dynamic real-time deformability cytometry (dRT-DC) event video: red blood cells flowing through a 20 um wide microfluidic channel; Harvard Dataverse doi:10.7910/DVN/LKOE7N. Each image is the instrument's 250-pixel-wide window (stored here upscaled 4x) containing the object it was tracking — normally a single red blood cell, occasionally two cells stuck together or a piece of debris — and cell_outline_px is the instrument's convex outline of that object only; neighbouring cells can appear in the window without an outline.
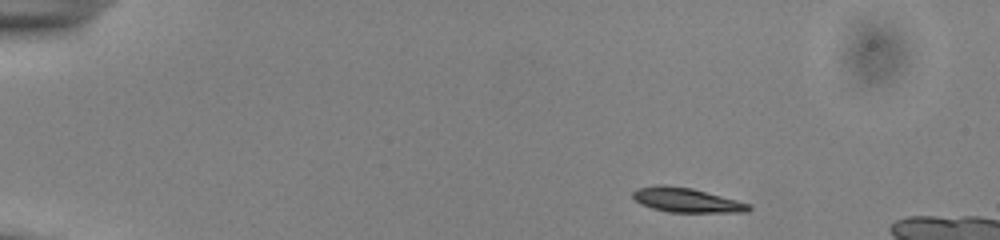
{"species": "common noctule bat (a hibernating species)", "species_latin": "Nyctalus noctula", "temperature_condition": "cold", "stored_images_in_passage": 45, "camera_frame_rate_fps": 3000, "um_per_image_px": 0.085, "animal": {"sex": "male", "body_mass_g": 13.0, "forearm_length_mm": 53.1}, "frame": {"image": 1, "passage_image": 1, "time_ms": 0.0, "image_size_px": [1000, 240], "cell_outline_px": [[752, 208], [748, 212], [668, 212], [652, 208], [640, 204], [632, 196], [632, 192], [636, 188], [656, 184], [664, 184], [692, 188], [752, 204]], "centroid_in_image_um": [58.34, 17.0], "position_along_channel_um": 26.7, "area_um2": 16.7}}
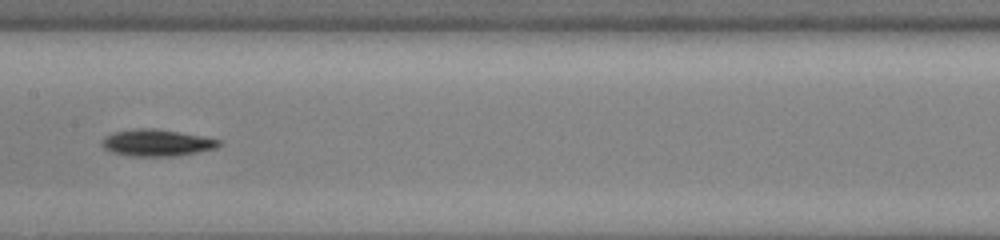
{"frame": {"image": 2, "passage_image": 21, "time_ms": 6.667, "image_size_px": [1000, 240], "cell_outline_px": [[220, 144], [216, 148], [176, 156], [132, 156], [112, 152], [104, 148], [100, 144], [104, 136], [116, 132], [136, 128], [152, 128], [176, 132], [220, 140]], "centroid_in_image_um": [13.26, 12.14], "position_along_channel_um": 194.1, "area_um2": 17.86}}
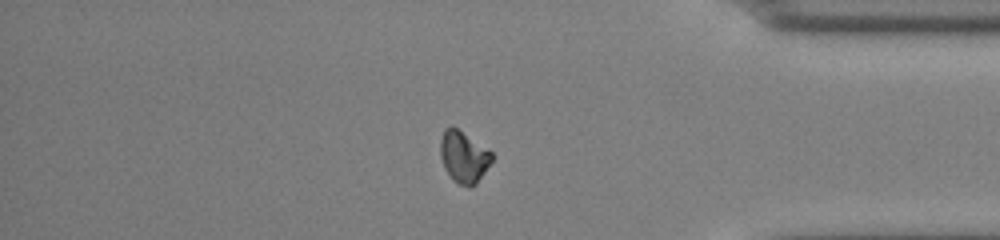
{"frame": {"image": 3, "passage_image": 38, "time_ms": 12.333, "image_size_px": [1000, 240], "cell_outline_px": [[496, 156], [476, 184], [472, 188], [468, 188], [456, 184], [452, 180], [444, 168], [440, 156], [440, 140], [444, 128], [456, 128], [492, 152]], "centroid_in_image_um": [39.42, 13.4], "position_along_channel_um": 395.8, "area_um2": 15.66}}